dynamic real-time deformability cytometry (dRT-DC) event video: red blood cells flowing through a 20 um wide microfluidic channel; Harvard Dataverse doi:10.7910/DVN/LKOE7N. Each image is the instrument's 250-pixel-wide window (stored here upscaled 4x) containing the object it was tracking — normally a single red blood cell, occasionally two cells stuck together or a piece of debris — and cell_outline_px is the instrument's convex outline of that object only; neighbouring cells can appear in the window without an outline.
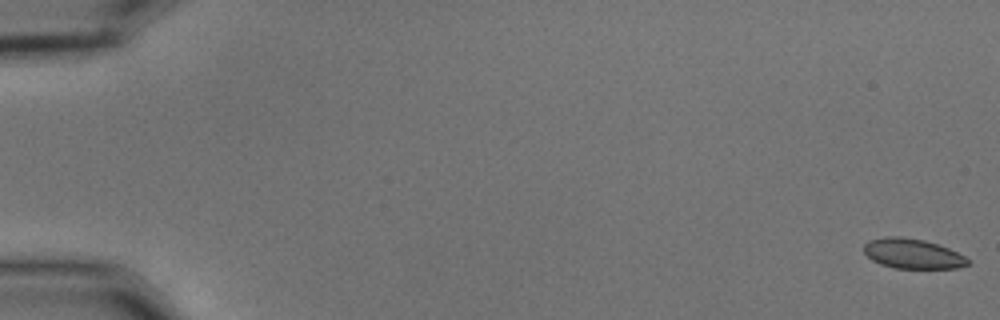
{"species": "common noctule bat (a hibernating species)", "species_latin": "Nyctalus noctula", "temperature_condition": "cold", "stored_images_in_passage": 56, "camera_frame_rate_fps": 3000, "um_per_image_px": 0.085, "animal": {"sex": "male", "body_mass_g": 15.6}, "frame": {"image": 1, "passage_image": 1, "time_ms": 0.0, "image_size_px": [1000, 320], "cell_outline_px": [[968, 264], [956, 268], [896, 268], [880, 264], [872, 260], [864, 252], [864, 244], [868, 240], [884, 236], [900, 236], [924, 240], [948, 248], [964, 256], [968, 260]], "centroid_in_image_um": [77.52, 21.55], "position_along_channel_um": 7.5, "area_um2": 17.98}}
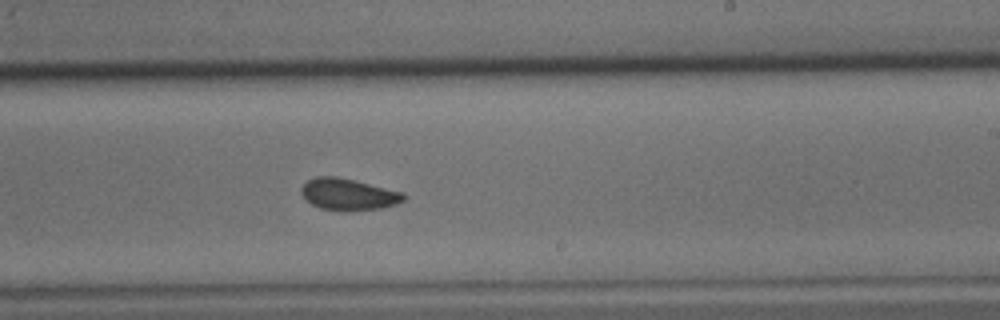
{"frame": {"image": 2, "passage_image": 35, "time_ms": 11.333, "image_size_px": [1000, 320], "cell_outline_px": [[404, 200], [396, 204], [384, 208], [320, 208], [304, 200], [300, 192], [300, 188], [308, 180], [316, 176], [336, 176], [404, 192]], "centroid_in_image_um": [29.57, 16.47], "position_along_channel_um": 259.4, "area_um2": 18.21}}
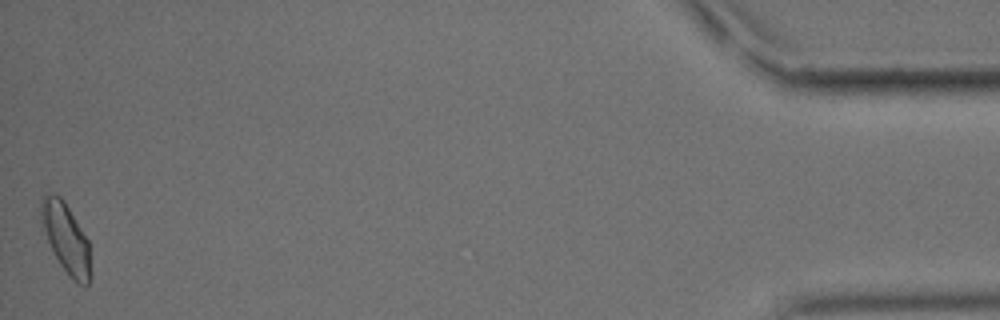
{"frame": {"image": 3, "passage_image": 56, "time_ms": 18.333, "image_size_px": [1000, 320], "cell_outline_px": [[92, 272], [88, 284], [80, 284], [72, 280], [68, 276], [60, 264], [48, 240], [40, 220], [40, 200], [48, 192], [52, 192], [60, 196], [64, 200], [88, 240]], "centroid_in_image_um": [5.61, 20.23], "position_along_channel_um": 429.6, "area_um2": 20.17}, "authors_computed_cell_mechanics": {"area_um2": 18.8717, "velocity_mm_per_s": 3.6461, "shape_relaxation_time_tau1_ms": 8.8633, "shape_relaxation_time_tau2_ms": 1.5167, "deformation_change_tau1": 0.1235, "deformation_change_tau2": 0.0694}}